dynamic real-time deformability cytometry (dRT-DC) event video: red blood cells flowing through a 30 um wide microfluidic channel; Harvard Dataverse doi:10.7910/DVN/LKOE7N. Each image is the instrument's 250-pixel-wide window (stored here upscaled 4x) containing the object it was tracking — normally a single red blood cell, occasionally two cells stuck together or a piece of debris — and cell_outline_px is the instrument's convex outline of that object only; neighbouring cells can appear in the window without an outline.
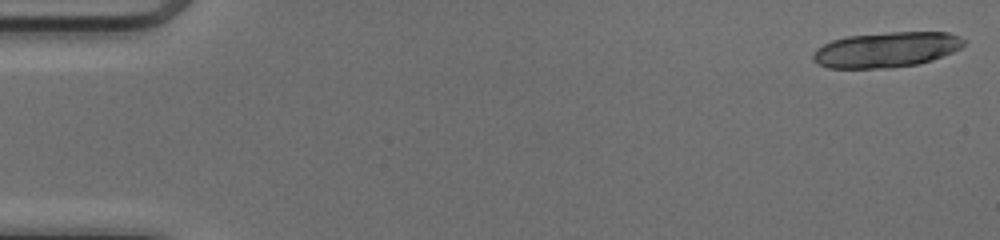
{"species": "common noctule bat (a hibernating species)", "species_latin": "Nyctalus noctula", "temperature_condition": "cold", "stored_images_in_passage": 18, "camera_frame_rate_fps": 3000, "um_per_image_px": 0.085, "animal": {"sex": "female", "body_mass_g": 17.0, "forearm_length_mm": 48.0}, "frame": {"image": 1, "passage_image": 1, "time_ms": 0.0, "image_size_px": [1000, 240], "cell_outline_px": [[968, 40], [960, 48], [952, 52], [932, 60], [916, 64], [892, 68], [828, 68], [816, 64], [812, 60], [812, 52], [816, 48], [832, 40], [848, 36], [888, 32], [948, 32]], "centroid_in_image_um": [75.31, 4.22], "position_along_channel_um": 9.7, "area_um2": 31.27}}